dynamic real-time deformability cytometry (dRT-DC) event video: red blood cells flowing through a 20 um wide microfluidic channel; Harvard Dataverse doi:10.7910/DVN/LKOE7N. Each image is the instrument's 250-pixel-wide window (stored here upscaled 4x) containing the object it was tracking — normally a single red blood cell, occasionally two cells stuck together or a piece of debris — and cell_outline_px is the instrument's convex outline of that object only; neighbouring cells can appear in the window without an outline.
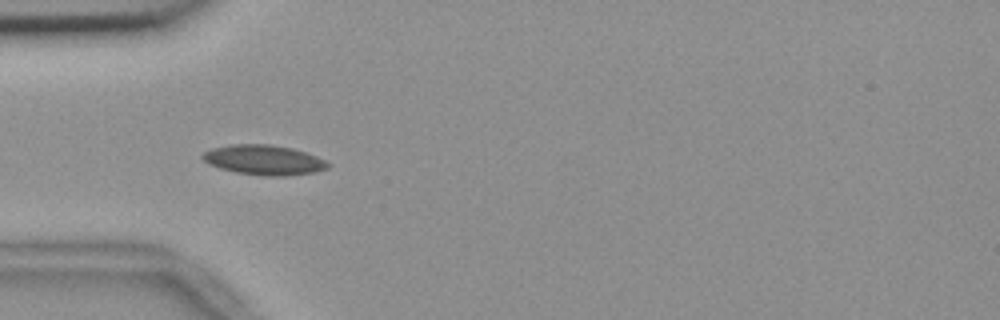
{"species": "common noctule bat (a hibernating species)", "species_latin": "Nyctalus noctula", "temperature_condition": "room temperature", "stored_images_in_passage": 12, "camera_frame_rate_fps": 3000, "um_per_image_px": 0.085, "animal": {"sex": "female", "body_mass_g": 18.4}, "frame": {"image": 1, "passage_image": 6, "time_ms": 1.667, "image_size_px": [1000, 320], "cell_outline_px": [[332, 164], [328, 168], [312, 172], [284, 176], [264, 176], [236, 172], [220, 168], [208, 164], [200, 156], [204, 152], [212, 148], [232, 144], [268, 144], [292, 148], [316, 156]], "centroid_in_image_um": [22.41, 13.59], "position_along_channel_um": 62.6, "area_um2": 21.73}}